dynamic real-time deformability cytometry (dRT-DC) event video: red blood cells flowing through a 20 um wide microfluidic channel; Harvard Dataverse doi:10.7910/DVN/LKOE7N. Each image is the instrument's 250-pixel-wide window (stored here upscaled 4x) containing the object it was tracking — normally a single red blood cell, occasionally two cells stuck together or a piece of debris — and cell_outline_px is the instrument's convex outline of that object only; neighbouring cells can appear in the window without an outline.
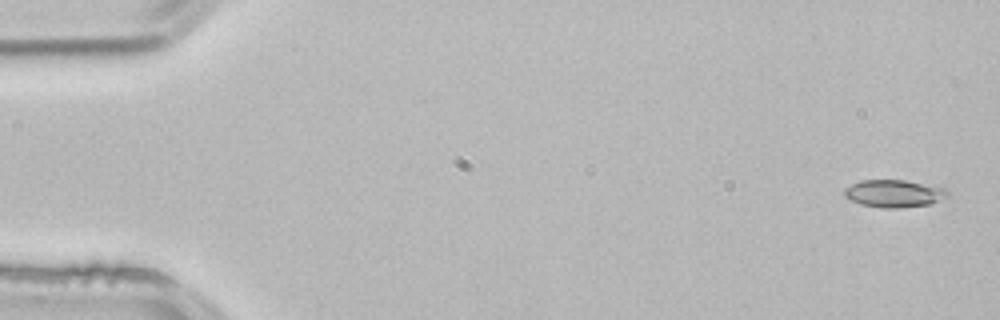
{"species": "common noctule bat (a hibernating species)", "species_latin": "Nyctalus noctula", "temperature_condition": "room temperature", "stored_images_in_passage": 4, "camera_frame_rate_fps": 3000, "um_per_image_px": 0.085, "animal": {"sex": "male", "body_mass_g": 21.5, "forearm_length_mm": 52.0}, "frame": {"image": 1, "passage_image": 1, "time_ms": 0.0, "image_size_px": [1000, 320], "cell_outline_px": [[948, 196], [928, 204], [900, 208], [884, 208], [860, 204], [844, 196], [844, 188], [860, 180], [904, 180], [944, 188], [948, 192]], "centroid_in_image_um": [75.95, 16.44], "position_along_channel_um": 9.1, "area_um2": 16.3}}
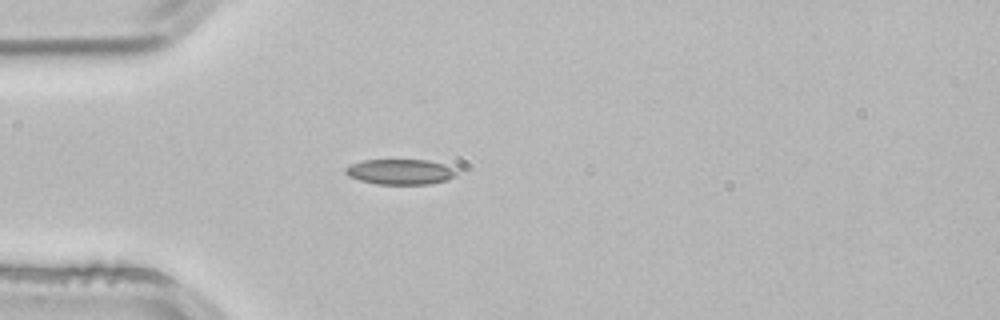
{"frame": {"image": 2, "passage_image": 4, "time_ms": 1.0, "image_size_px": [1000, 320], "cell_outline_px": [[456, 176], [448, 180], [428, 184], [376, 184], [360, 180], [348, 176], [344, 172], [344, 168], [352, 164], [364, 160], [428, 160], [444, 164], [452, 168], [456, 172]], "centroid_in_image_um": [34.01, 14.61], "position_along_channel_um": 51.0, "area_um2": 16.36}}